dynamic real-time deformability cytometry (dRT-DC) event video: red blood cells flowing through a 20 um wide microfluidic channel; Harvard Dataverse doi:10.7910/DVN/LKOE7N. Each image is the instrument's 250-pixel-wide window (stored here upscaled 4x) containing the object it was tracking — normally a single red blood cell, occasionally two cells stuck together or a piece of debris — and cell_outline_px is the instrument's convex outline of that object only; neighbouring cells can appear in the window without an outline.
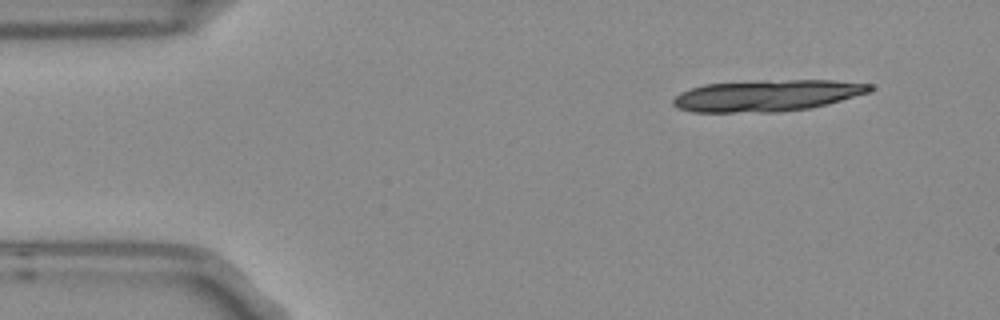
{"species": "Egyptian fruit bat (a non-hibernating species)", "species_latin": "Rousettus aegyptiacus", "temperature_condition": "room temperature", "stored_images_in_passage": 4, "camera_frame_rate_fps": 3000, "um_per_image_px": 0.085, "frame": {"image": 1, "passage_image": 1, "time_ms": 0.0, "image_size_px": [1000, 320], "cell_outline_px": [[872, 88], [868, 92], [840, 100], [808, 108], [780, 112], [692, 112], [680, 108], [672, 104], [672, 100], [680, 92], [704, 84], [764, 80], [832, 80], [872, 84]], "centroid_in_image_um": [65.14, 8.12], "position_along_channel_um": 19.9, "area_um2": 35.84}}
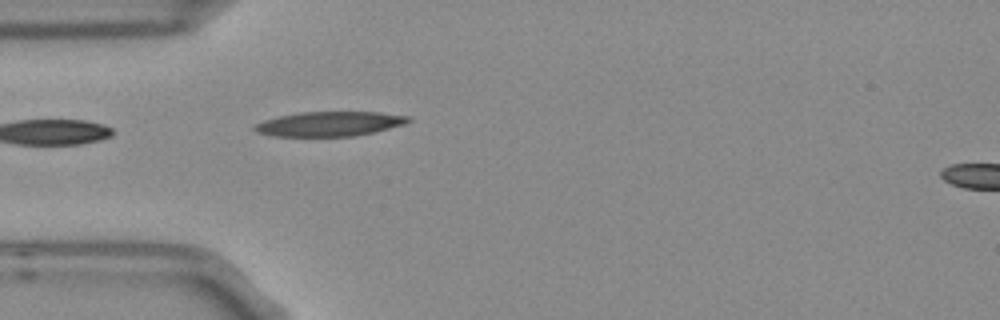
{"frame": {"image": 2, "passage_image": 4, "time_ms": 1.0, "image_size_px": [1000, 320], "cell_outline_px": [[412, 120], [408, 124], [356, 136], [272, 136], [256, 132], [252, 128], [256, 124], [264, 120], [280, 116], [300, 112], [380, 112], [408, 116]], "centroid_in_image_um": [28.04, 10.53], "position_along_channel_um": 57.0, "area_um2": 22.14}}